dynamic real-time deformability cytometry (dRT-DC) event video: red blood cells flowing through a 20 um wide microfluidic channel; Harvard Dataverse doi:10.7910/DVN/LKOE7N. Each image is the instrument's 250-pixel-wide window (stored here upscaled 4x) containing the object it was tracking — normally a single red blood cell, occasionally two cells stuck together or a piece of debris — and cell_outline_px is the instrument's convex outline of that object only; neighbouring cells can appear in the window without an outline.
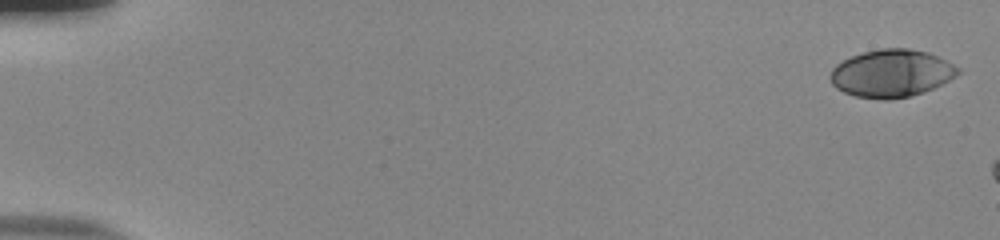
{"species": "human", "species_latin": "Homo sapiens", "temperature_condition": "room temperature", "stored_images_in_passage": 14, "camera_frame_rate_fps": 3000, "um_per_image_px": 0.085, "donor": {"sex": "male"}, "frame": {"image": 1, "passage_image": 1, "time_ms": 0.0, "image_size_px": [1000, 240], "cell_outline_px": [[960, 72], [956, 76], [924, 92], [908, 96], [888, 100], [884, 100], [856, 96], [844, 92], [836, 88], [832, 84], [828, 76], [832, 68], [836, 64], [852, 56], [864, 52], [880, 48], [908, 48], [928, 52], [960, 68]], "centroid_in_image_um": [75.74, 6.23], "position_along_channel_um": 9.3, "area_um2": 35.26}}